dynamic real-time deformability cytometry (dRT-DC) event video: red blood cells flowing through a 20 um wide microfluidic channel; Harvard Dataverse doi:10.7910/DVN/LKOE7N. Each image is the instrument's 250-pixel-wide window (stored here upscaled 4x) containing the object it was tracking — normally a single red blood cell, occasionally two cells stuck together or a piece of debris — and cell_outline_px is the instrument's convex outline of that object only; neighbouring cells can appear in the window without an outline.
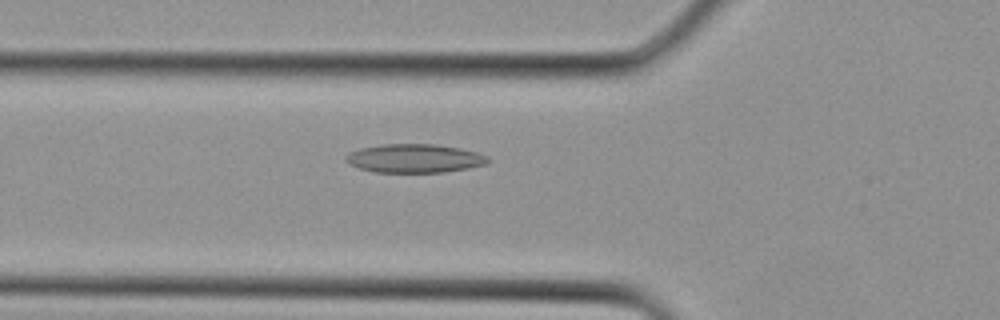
{"species": "Egyptian fruit bat (a non-hibernating species)", "species_latin": "Rousettus aegyptiacus", "temperature_condition": "cold", "stored_images_in_passage": 4, "camera_frame_rate_fps": 3000, "um_per_image_px": 0.085, "animal": {"sex": "female"}, "frame": {"image": 1, "passage_image": 4, "time_ms": 1.0, "image_size_px": [1000, 320], "cell_outline_px": [[488, 164], [468, 168], [444, 172], [376, 172], [360, 168], [348, 164], [344, 160], [344, 156], [360, 148], [384, 144], [432, 144], [460, 148], [476, 152], [488, 156]], "centroid_in_image_um": [35.23, 13.46], "position_along_channel_um": 90.6, "area_um2": 23.64}}